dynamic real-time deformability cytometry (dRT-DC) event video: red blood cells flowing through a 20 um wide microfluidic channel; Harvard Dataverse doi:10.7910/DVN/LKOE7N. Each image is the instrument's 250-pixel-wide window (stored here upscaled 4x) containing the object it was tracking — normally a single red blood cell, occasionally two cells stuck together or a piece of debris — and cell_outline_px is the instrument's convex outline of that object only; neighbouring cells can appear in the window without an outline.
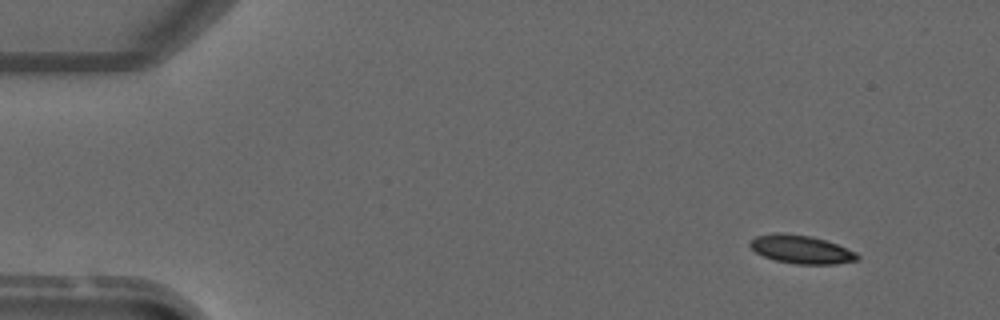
{"species": "common noctule bat (a hibernating species)", "species_latin": "Nyctalus noctula", "temperature_condition": "warm", "stored_images_in_passage": 3, "camera_frame_rate_fps": 3000, "um_per_image_px": 0.085, "animal": {"sex": "male", "forearm_length_mm": 52.5}, "frame": {"image": 1, "passage_image": 1, "time_ms": 0.0, "image_size_px": [1000, 320], "cell_outline_px": [[860, 260], [836, 264], [796, 264], [776, 260], [764, 256], [756, 252], [748, 244], [756, 236], [772, 232], [780, 232], [812, 236], [836, 244], [856, 252], [860, 256]], "centroid_in_image_um": [68.12, 21.19], "position_along_channel_um": 16.9, "area_um2": 17.74}}
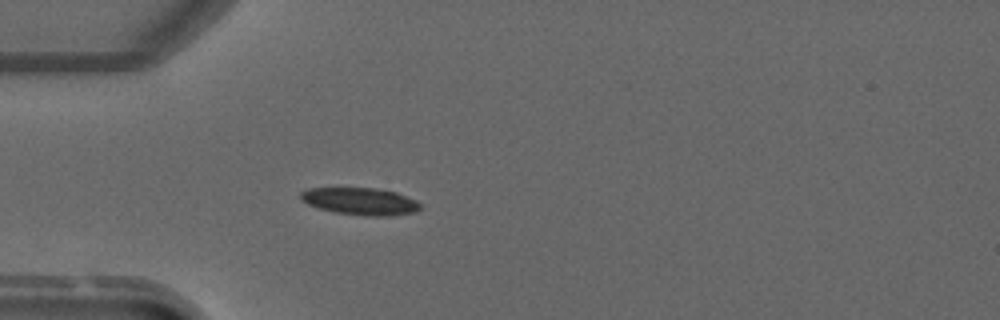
{"frame": {"image": 2, "passage_image": 3, "time_ms": 3.0, "image_size_px": [1000, 320], "cell_outline_px": [[420, 208], [416, 212], [392, 216], [364, 216], [336, 212], [320, 208], [308, 204], [300, 200], [300, 192], [308, 188], [372, 188], [396, 192], [416, 200], [420, 204]], "centroid_in_image_um": [30.63, 17.11], "position_along_channel_um": 54.4, "area_um2": 18.96}}